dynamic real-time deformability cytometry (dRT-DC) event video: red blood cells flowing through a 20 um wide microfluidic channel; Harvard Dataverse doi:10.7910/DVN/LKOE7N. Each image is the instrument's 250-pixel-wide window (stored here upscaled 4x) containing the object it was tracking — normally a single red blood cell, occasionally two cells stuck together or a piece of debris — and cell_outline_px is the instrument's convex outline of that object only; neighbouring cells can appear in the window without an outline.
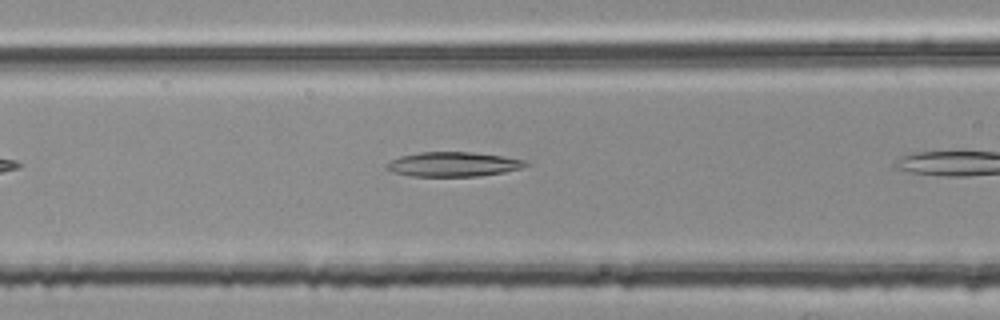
{"species": "common noctule bat (a hibernating species)", "species_latin": "Nyctalus noctula", "temperature_condition": "room temperature", "stored_images_in_passage": 5, "camera_frame_rate_fps": 3000, "um_per_image_px": 0.085, "animal": {"sex": "female", "body_mass_g": 25.1}, "frame": {"image": 1, "passage_image": 3, "time_ms": 0.667, "image_size_px": [1000, 320], "cell_outline_px": [[532, 164], [520, 168], [504, 172], [476, 176], [412, 176], [392, 172], [388, 168], [388, 164], [392, 160], [400, 156], [420, 152], [472, 152], [500, 156], [524, 160]], "centroid_in_image_um": [38.55, 13.96], "position_along_channel_um": 128.1, "area_um2": 19.59}}